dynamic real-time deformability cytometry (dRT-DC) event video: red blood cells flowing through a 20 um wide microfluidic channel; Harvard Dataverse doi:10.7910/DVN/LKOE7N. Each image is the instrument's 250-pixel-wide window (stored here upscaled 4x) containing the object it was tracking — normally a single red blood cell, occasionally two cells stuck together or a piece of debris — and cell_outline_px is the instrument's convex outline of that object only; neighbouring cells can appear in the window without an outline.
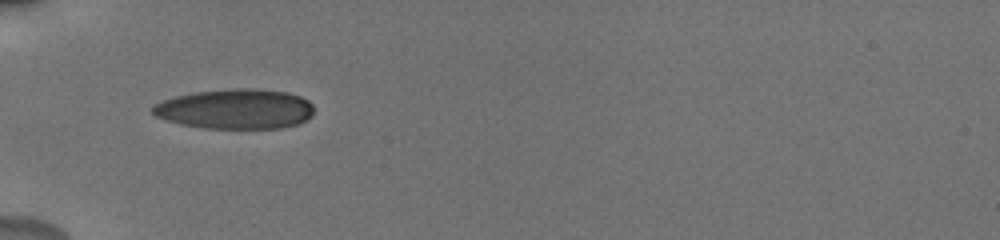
{"species": "human", "species_latin": "Homo sapiens", "temperature_condition": "cold", "stored_images_in_passage": 4, "camera_frame_rate_fps": 3000, "um_per_image_px": 0.085, "donor": {"sex": "male"}, "frame": {"image": 1, "passage_image": 1, "time_ms": 0.0, "image_size_px": [1000, 240], "cell_outline_px": [[312, 116], [296, 124], [280, 128], [204, 128], [180, 124], [156, 116], [152, 112], [152, 104], [176, 96], [196, 92], [236, 88], [252, 88], [288, 92], [300, 96], [308, 100], [312, 104]], "centroid_in_image_um": [20.01, 9.26], "position_along_channel_um": 65.0, "area_um2": 37.4}}
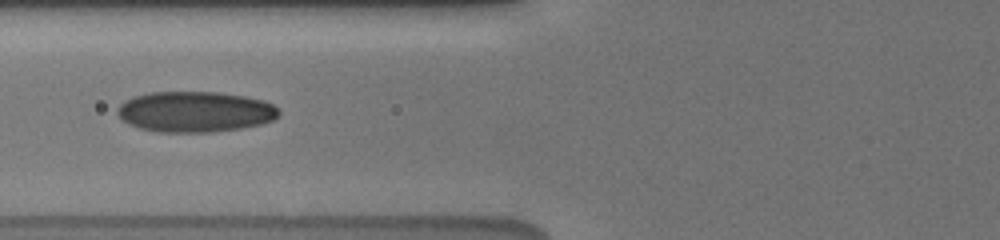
{"frame": {"image": 2, "passage_image": 3, "time_ms": 1.333, "image_size_px": [1000, 240], "cell_outline_px": [[280, 116], [272, 120], [260, 124], [240, 128], [212, 132], [160, 132], [140, 128], [128, 124], [116, 112], [116, 108], [124, 100], [132, 96], [148, 92], [216, 92], [244, 96], [264, 100], [272, 104], [280, 112]], "centroid_in_image_um": [16.55, 9.49], "position_along_channel_um": 109.2, "area_um2": 38.38}}